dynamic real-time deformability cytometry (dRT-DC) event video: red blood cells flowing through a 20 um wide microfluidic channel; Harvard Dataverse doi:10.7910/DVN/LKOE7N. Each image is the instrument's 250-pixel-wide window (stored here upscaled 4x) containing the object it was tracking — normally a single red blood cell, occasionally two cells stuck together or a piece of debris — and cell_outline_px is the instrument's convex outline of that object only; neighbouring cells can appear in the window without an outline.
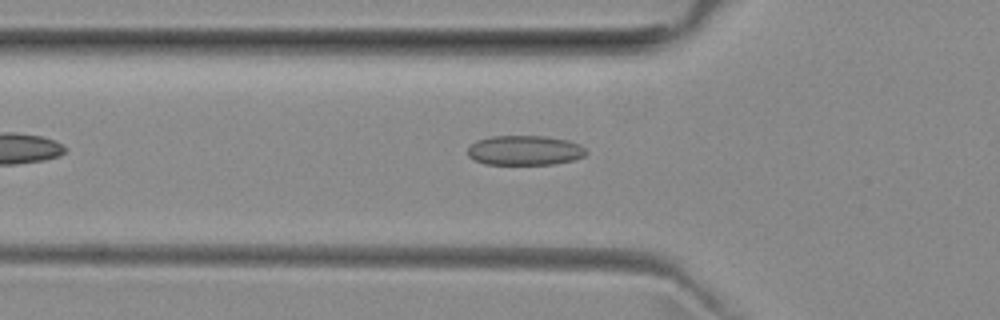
{"species": "common noctule bat (a hibernating species)", "species_latin": "Nyctalus noctula", "temperature_condition": "room temperature", "stored_images_in_passage": 41, "camera_frame_rate_fps": 3000, "um_per_image_px": 0.085, "animal": {"sex": "female", "body_mass_g": 29.2, "forearm_length_mm": 56.3}, "frame": {"image": 1, "passage_image": 9, "time_ms": 2.667, "image_size_px": [1000, 320], "cell_outline_px": [[588, 152], [584, 156], [572, 160], [552, 164], [484, 164], [468, 156], [468, 148], [476, 140], [492, 136], [544, 136], [568, 140], [580, 144]], "centroid_in_image_um": [44.6, 12.77], "position_along_channel_um": 81.2, "area_um2": 20.46}}
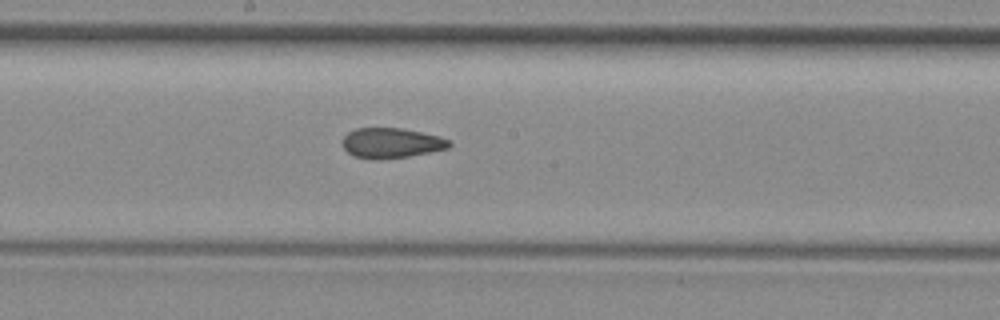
{"frame": {"image": 2, "passage_image": 19, "time_ms": 6.0, "image_size_px": [1000, 320], "cell_outline_px": [[452, 144], [448, 148], [408, 156], [380, 160], [372, 160], [352, 156], [344, 148], [344, 136], [348, 132], [356, 128], [400, 128], [440, 136], [448, 140]], "centroid_in_image_um": [33.24, 12.16], "position_along_channel_um": 215.0, "area_um2": 18.67}}
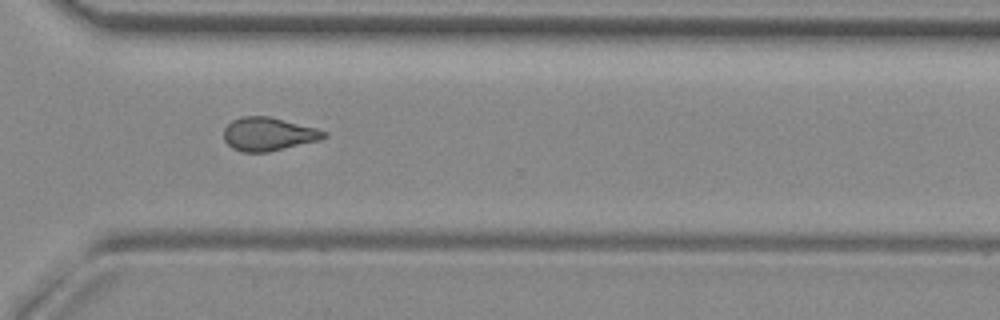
{"frame": {"image": 3, "passage_image": 29, "time_ms": 9.333, "image_size_px": [1000, 320], "cell_outline_px": [[328, 136], [320, 140], [268, 152], [244, 152], [232, 148], [224, 140], [224, 128], [232, 120], [240, 116], [268, 116], [316, 128], [328, 132]], "centroid_in_image_um": [22.81, 11.39], "position_along_channel_um": 347.8, "area_um2": 19.48}, "authors_computed_cell_mechanics": {"area_um2": 19.5364, "velocity_mm_per_s": 3.998, "shape_relaxation_time_tau1_ms": null, "shape_relaxation_time_tau2_ms": 2.3479, "deformation_change_tau1": null, "deformation_change_tau2": 0.0825}}